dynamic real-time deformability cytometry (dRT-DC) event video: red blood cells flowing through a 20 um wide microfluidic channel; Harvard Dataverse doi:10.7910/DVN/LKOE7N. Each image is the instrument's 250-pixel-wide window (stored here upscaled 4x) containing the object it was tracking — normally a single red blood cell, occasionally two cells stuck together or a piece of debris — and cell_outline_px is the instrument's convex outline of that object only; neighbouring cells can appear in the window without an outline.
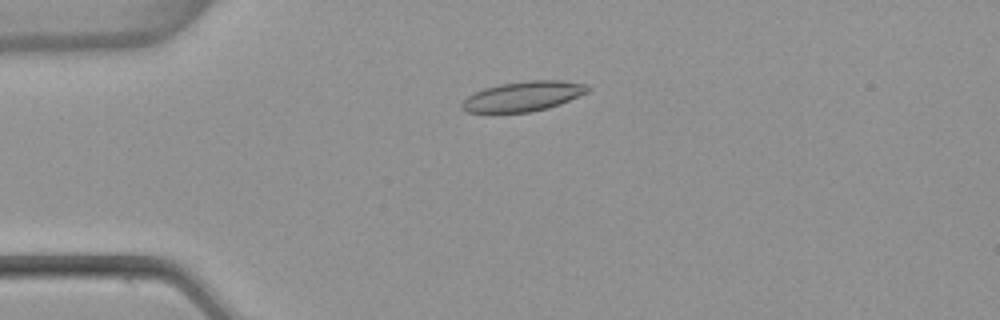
{"species": "common noctule bat (a hibernating species)", "species_latin": "Nyctalus noctula", "temperature_condition": "warm", "stored_images_in_passage": 5, "camera_frame_rate_fps": 3000, "um_per_image_px": 0.085, "animal": {"sex": "female", "body_mass_g": 22.7, "forearm_length_mm": 54.2}, "frame": {"image": 1, "passage_image": 4, "time_ms": 1.0, "image_size_px": [1000, 320], "cell_outline_px": [[592, 88], [588, 92], [560, 104], [548, 108], [532, 112], [468, 112], [460, 108], [460, 104], [468, 96], [484, 88], [500, 84], [528, 80], [560, 80], [588, 84]], "centroid_in_image_um": [44.51, 8.18], "position_along_channel_um": 40.5, "area_um2": 21.96}}